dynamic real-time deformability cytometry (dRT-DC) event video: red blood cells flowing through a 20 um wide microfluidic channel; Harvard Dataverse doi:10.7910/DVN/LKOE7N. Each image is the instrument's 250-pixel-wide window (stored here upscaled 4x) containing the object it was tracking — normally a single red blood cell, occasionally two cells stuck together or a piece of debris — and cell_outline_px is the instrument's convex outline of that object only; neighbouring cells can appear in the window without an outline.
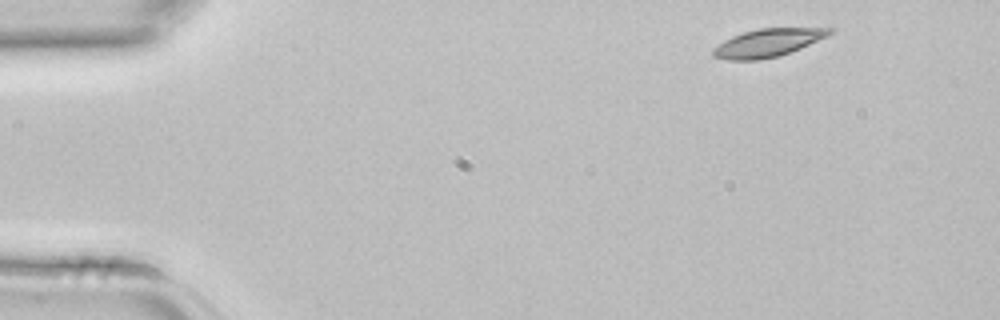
{"species": "common noctule bat (a hibernating species)", "species_latin": "Nyctalus noctula", "temperature_condition": "room temperature", "stored_images_in_passage": 3, "camera_frame_rate_fps": 3000, "um_per_image_px": 0.085, "animal": {"sex": "female", "body_mass_g": 22.7, "forearm_length_mm": 54.2}, "frame": {"image": 1, "passage_image": 1, "time_ms": 0.0, "image_size_px": [1000, 320], "cell_outline_px": [[836, 28], [828, 36], [800, 48], [780, 56], [756, 60], [728, 60], [712, 56], [712, 48], [724, 40], [732, 36], [744, 32], [760, 28]], "centroid_in_image_um": [65.24, 3.64], "position_along_channel_um": 19.8, "area_um2": 18.96}}
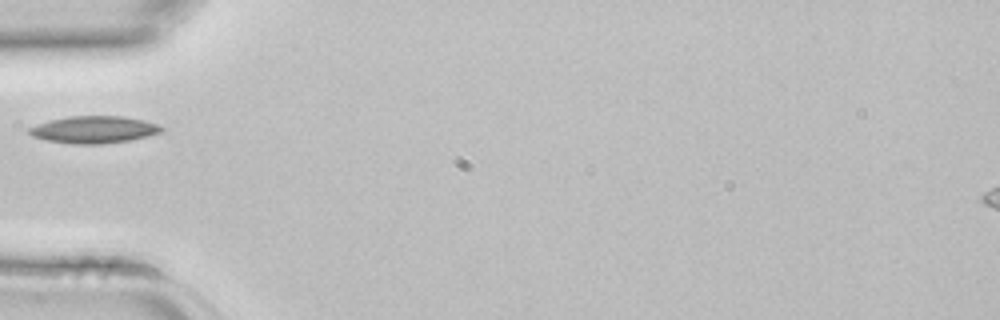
{"frame": {"image": 2, "passage_image": 3, "time_ms": 0.667, "image_size_px": [1000, 320], "cell_outline_px": [[164, 132], [148, 136], [128, 140], [100, 144], [72, 144], [48, 140], [32, 136], [28, 132], [28, 128], [48, 120], [68, 116], [120, 116], [144, 120], [156, 124], [164, 128]], "centroid_in_image_um": [7.99, 11.01], "position_along_channel_um": 77.0, "area_um2": 20.87}}